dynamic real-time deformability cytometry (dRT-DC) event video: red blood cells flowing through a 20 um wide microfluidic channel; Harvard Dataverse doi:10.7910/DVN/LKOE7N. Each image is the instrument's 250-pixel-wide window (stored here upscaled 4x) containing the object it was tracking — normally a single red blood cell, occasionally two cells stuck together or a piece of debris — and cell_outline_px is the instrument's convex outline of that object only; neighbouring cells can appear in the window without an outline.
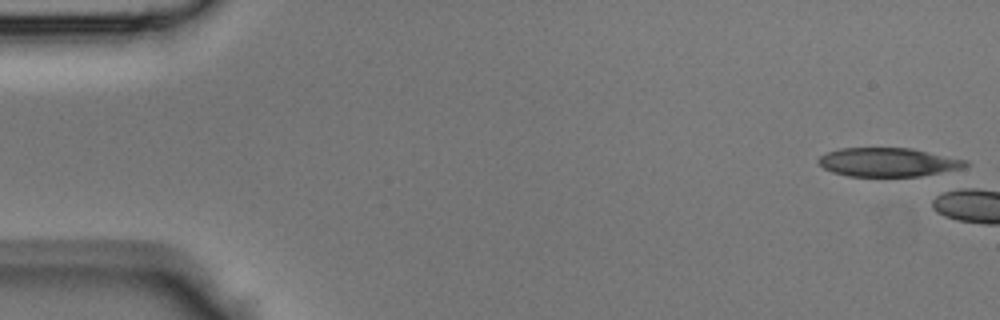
{"species": "Egyptian fruit bat (a non-hibernating species)", "species_latin": "Rousettus aegyptiacus", "temperature_condition": "room temperature", "stored_images_in_passage": 4, "camera_frame_rate_fps": 3000, "um_per_image_px": 0.085, "animal": {"sex": "male"}, "frame": {"image": 1, "passage_image": 1, "time_ms": 0.0, "image_size_px": [1000, 320], "cell_outline_px": [[968, 164], [964, 168], [920, 176], [848, 176], [832, 172], [824, 168], [816, 160], [820, 156], [828, 152], [840, 148], [912, 148], [968, 160]], "centroid_in_image_um": [75.5, 13.78], "position_along_channel_um": 9.5, "area_um2": 24.68}}